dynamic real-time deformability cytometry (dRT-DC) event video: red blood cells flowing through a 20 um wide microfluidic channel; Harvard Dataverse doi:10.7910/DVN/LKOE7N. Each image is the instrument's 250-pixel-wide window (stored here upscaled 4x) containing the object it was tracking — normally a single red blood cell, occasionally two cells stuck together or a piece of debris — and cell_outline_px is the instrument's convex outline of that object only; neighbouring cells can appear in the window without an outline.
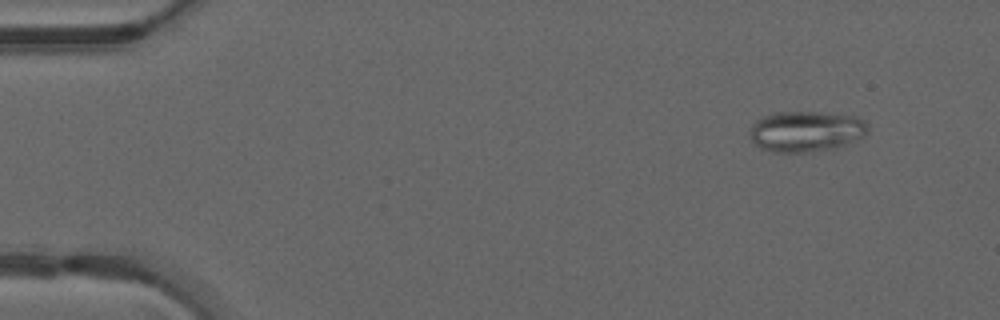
{"species": "common noctule bat (a hibernating species)", "species_latin": "Nyctalus noctula", "temperature_condition": "warm", "stored_images_in_passage": 45, "camera_frame_rate_fps": 3000, "um_per_image_px": 0.085, "animal": {"sex": "male", "forearm_length_mm": 52.5}, "frame": {"image": 1, "passage_image": 1, "time_ms": 0.0, "image_size_px": [1000, 320], "cell_outline_px": [[868, 132], [864, 136], [836, 148], [812, 152], [772, 152], [760, 148], [752, 140], [748, 132], [752, 124], [756, 120], [764, 116], [776, 112], [820, 112], [856, 116], [864, 120], [868, 124]], "centroid_in_image_um": [68.51, 11.16], "position_along_channel_um": 16.5, "area_um2": 28.26}}
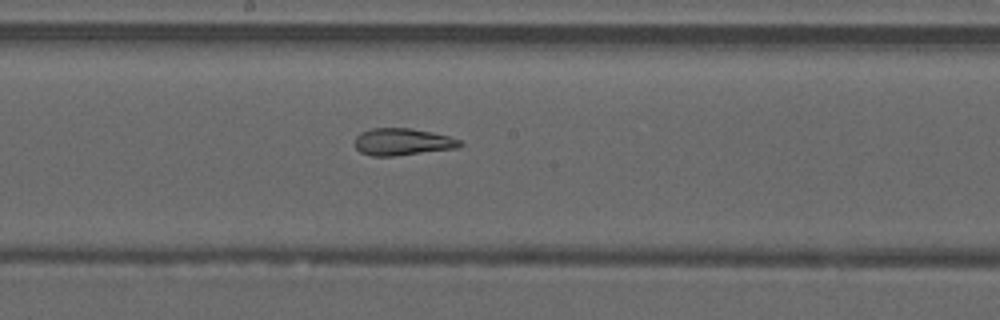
{"frame": {"image": 2, "passage_image": 23, "time_ms": 7.333, "image_size_px": [1000, 320], "cell_outline_px": [[464, 144], [456, 148], [392, 156], [372, 156], [360, 152], [352, 144], [356, 136], [360, 132], [372, 128], [412, 128], [432, 132], [448, 136], [460, 140]], "centroid_in_image_um": [34.16, 12.05], "position_along_channel_um": 214.0, "area_um2": 16.65}}
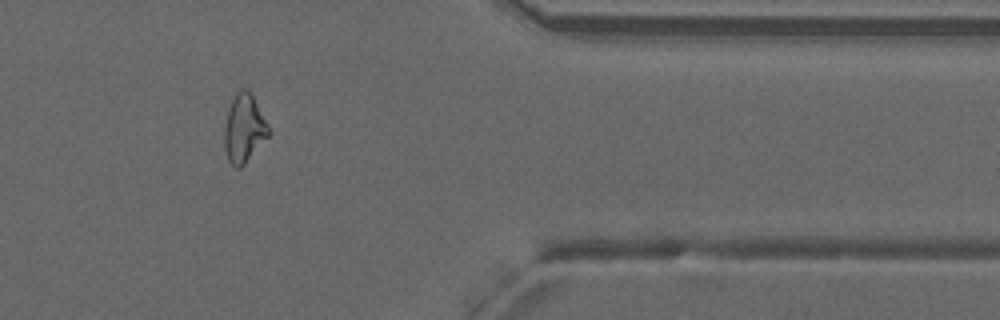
{"frame": {"image": 3, "passage_image": 37, "time_ms": 12.0, "image_size_px": [1000, 320], "cell_outline_px": [[268, 136], [244, 164], [240, 168], [236, 168], [228, 160], [224, 148], [224, 124], [228, 108], [236, 92], [240, 88], [248, 88], [268, 124]], "centroid_in_image_um": [20.71, 10.9], "position_along_channel_um": 390.7, "area_um2": 17.46}, "authors_computed_cell_mechanics": {"area_um2": 17.9758, "velocity_mm_per_s": 4.2177, "shape_relaxation_time_tau1_ms": null, "shape_relaxation_time_tau2_ms": 1.8013, "deformation_change_tau1": null, "deformation_change_tau2": 0.0872}}